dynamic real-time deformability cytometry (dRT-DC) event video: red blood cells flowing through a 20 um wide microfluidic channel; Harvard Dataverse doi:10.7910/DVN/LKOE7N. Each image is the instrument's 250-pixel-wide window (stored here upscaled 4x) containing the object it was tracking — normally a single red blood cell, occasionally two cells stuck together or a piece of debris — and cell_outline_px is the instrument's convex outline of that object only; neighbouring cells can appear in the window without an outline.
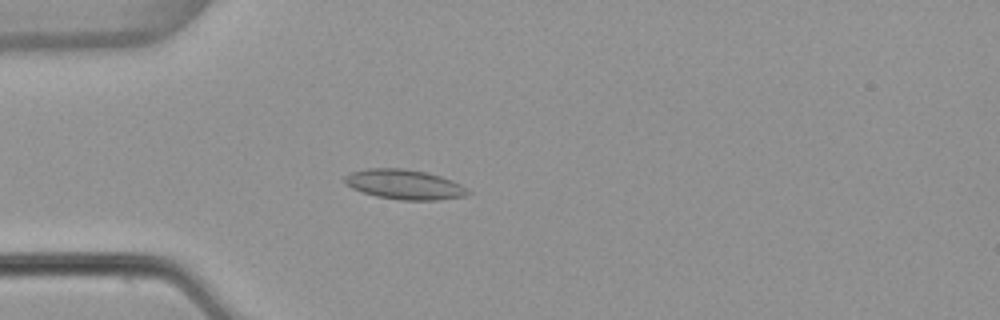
{"species": "common noctule bat (a hibernating species)", "species_latin": "Nyctalus noctula", "temperature_condition": "warm", "stored_images_in_passage": 53, "camera_frame_rate_fps": 3000, "um_per_image_px": 0.085, "animal": {"sex": "female", "body_mass_g": 22.7, "forearm_length_mm": 54.2}, "frame": {"image": 1, "passage_image": 15, "time_ms": 4.667, "image_size_px": [1000, 320], "cell_outline_px": [[472, 192], [464, 196], [436, 200], [400, 200], [376, 196], [352, 188], [344, 180], [344, 176], [352, 172], [364, 168], [404, 168], [428, 172], [452, 180], [468, 188]], "centroid_in_image_um": [34.4, 15.67], "position_along_channel_um": 50.6, "area_um2": 21.44}}
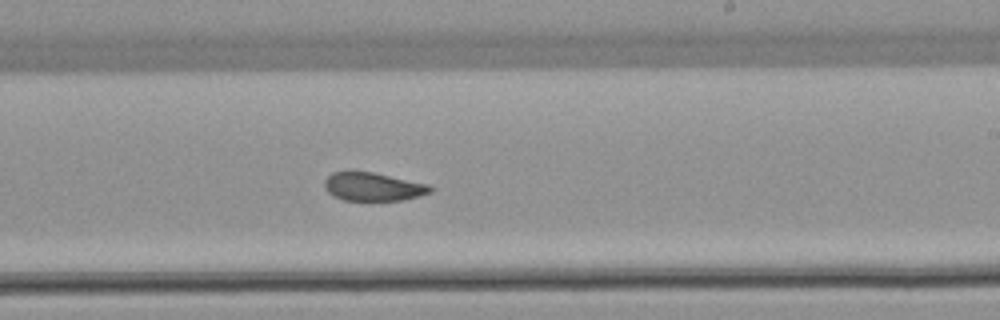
{"frame": {"image": 2, "passage_image": 32, "time_ms": 10.333, "image_size_px": [1000, 320], "cell_outline_px": [[432, 192], [420, 196], [400, 200], [344, 200], [332, 196], [324, 188], [324, 180], [332, 172], [344, 168], [372, 172], [428, 184], [432, 188]], "centroid_in_image_um": [31.62, 15.83], "position_along_channel_um": 257.4, "area_um2": 17.92}}
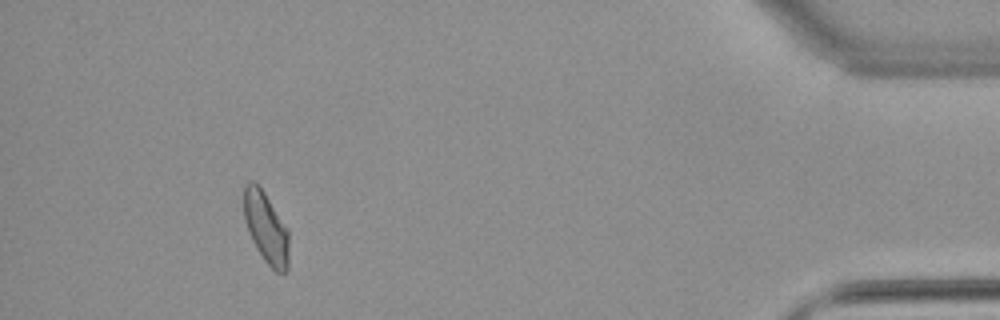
{"frame": {"image": 3, "passage_image": 49, "time_ms": 16.0, "image_size_px": [1000, 320], "cell_outline_px": [[288, 268], [284, 272], [276, 272], [264, 260], [256, 248], [248, 232], [244, 220], [244, 184], [248, 180], [252, 180], [264, 192], [288, 228]], "centroid_in_image_um": [22.6, 19.34], "position_along_channel_um": 412.6, "area_um2": 18.67}, "authors_computed_cell_mechanics": {"area_um2": 19.0162, "velocity_mm_per_s": 3.8507, "shape_relaxation_time_tau1_ms": 6.2218, "shape_relaxation_time_tau2_ms": 2.1077, "deformation_change_tau1": 0.1439, "deformation_change_tau2": 0.0697}}